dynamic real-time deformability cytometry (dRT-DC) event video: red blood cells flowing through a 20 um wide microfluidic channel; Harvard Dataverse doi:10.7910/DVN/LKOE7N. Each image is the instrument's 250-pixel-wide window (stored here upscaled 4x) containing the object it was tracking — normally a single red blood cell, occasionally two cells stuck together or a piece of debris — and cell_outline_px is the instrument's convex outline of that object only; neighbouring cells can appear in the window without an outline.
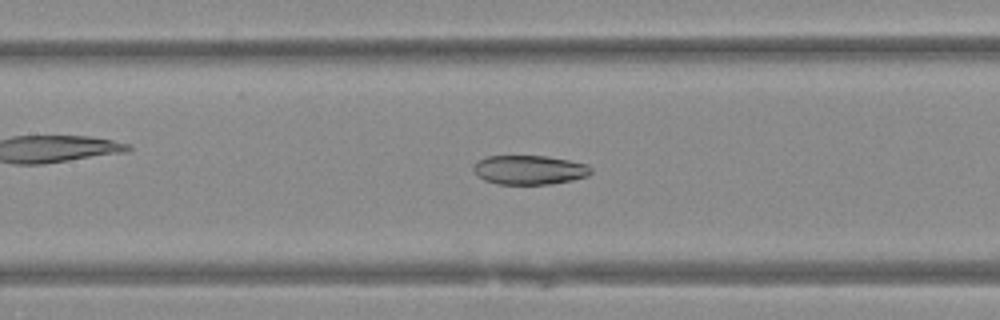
{"species": "Egyptian fruit bat (a non-hibernating species)", "species_latin": "Rousettus aegyptiacus", "temperature_condition": "warm", "stored_images_in_passage": 50, "camera_frame_rate_fps": 3000, "um_per_image_px": 0.085, "animal": {"sex": "female"}, "frame": {"image": 1, "passage_image": 23, "time_ms": 7.333, "image_size_px": [1000, 320], "cell_outline_px": [[592, 172], [588, 176], [572, 180], [552, 184], [496, 184], [484, 180], [476, 176], [472, 168], [472, 164], [476, 160], [488, 156], [548, 156], [588, 164], [592, 168]], "centroid_in_image_um": [44.96, 14.44], "position_along_channel_um": 162.4, "area_um2": 20.35}}
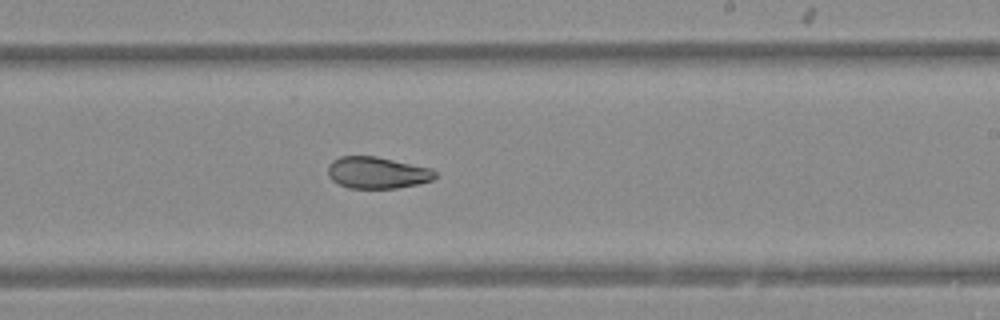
{"frame": {"image": 2, "passage_image": 30, "time_ms": 9.667, "image_size_px": [1000, 320], "cell_outline_px": [[436, 176], [432, 180], [420, 184], [396, 188], [348, 188], [332, 180], [328, 176], [328, 164], [332, 160], [340, 156], [376, 156], [432, 168], [436, 172]], "centroid_in_image_um": [32.06, 14.67], "position_along_channel_um": 256.9, "area_um2": 19.94}}
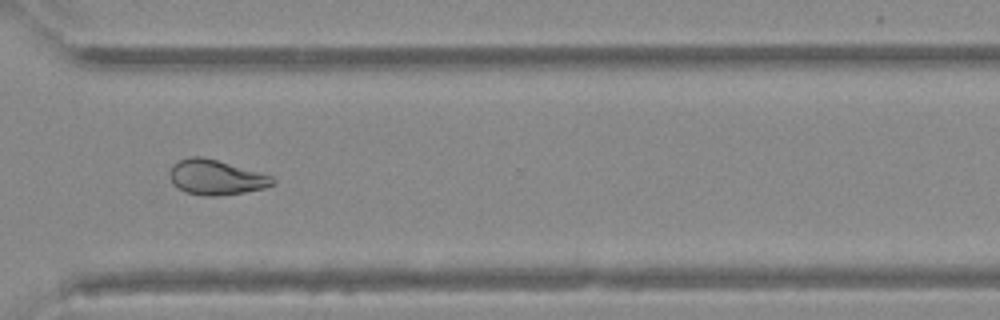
{"frame": {"image": 3, "passage_image": 37, "time_ms": 12.0, "image_size_px": [1000, 320], "cell_outline_px": [[276, 180], [272, 184], [264, 188], [244, 192], [220, 196], [204, 196], [188, 192], [172, 184], [168, 176], [168, 172], [172, 164], [188, 156], [200, 156], [216, 160], [272, 176]], "centroid_in_image_um": [18.3, 15.07], "position_along_channel_um": 352.3, "area_um2": 20.87}}